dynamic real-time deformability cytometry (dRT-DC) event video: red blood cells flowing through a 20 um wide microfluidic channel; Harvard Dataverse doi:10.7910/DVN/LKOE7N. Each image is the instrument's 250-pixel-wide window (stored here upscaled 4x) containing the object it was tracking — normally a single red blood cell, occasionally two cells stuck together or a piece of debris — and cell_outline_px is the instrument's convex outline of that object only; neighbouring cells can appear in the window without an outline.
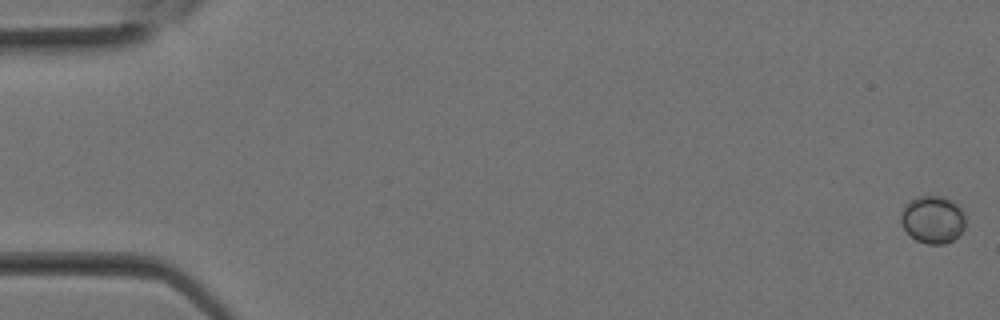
{"species": "Egyptian fruit bat (a non-hibernating species)", "species_latin": "Rousettus aegyptiacus", "temperature_condition": "room temperature", "stored_images_in_passage": 30, "camera_frame_rate_fps": 3000, "um_per_image_px": 0.085, "animal": {"sex": "female"}, "frame": {"image": 1, "passage_image": 1, "time_ms": 0.0, "image_size_px": [1000, 320], "cell_outline_px": [[964, 228], [952, 240], [944, 244], [928, 244], [916, 240], [904, 228], [900, 220], [900, 216], [904, 204], [908, 200], [920, 196], [944, 196], [952, 200], [964, 212]], "centroid_in_image_um": [79.26, 18.64], "position_along_channel_um": 5.7, "area_um2": 17.86}}
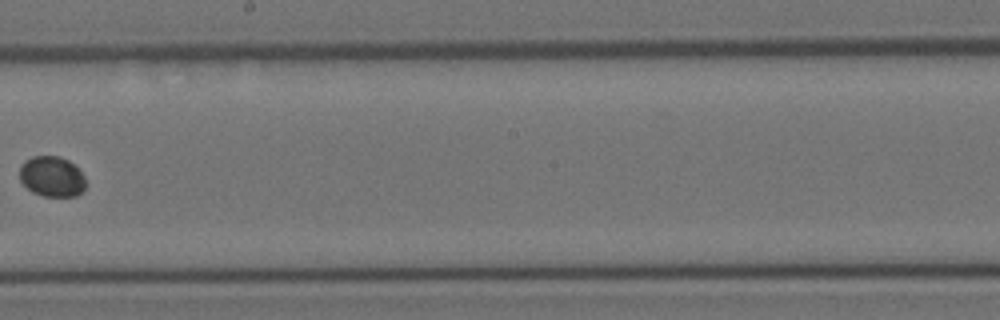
{"frame": {"image": 2, "passage_image": 18, "time_ms": 5.667, "image_size_px": [1000, 320], "cell_outline_px": [[84, 192], [76, 196], [44, 196], [32, 192], [20, 180], [20, 164], [24, 160], [32, 156], [60, 156], [68, 160], [84, 176]], "centroid_in_image_um": [4.39, 15.0], "position_along_channel_um": 243.8, "area_um2": 15.55}}
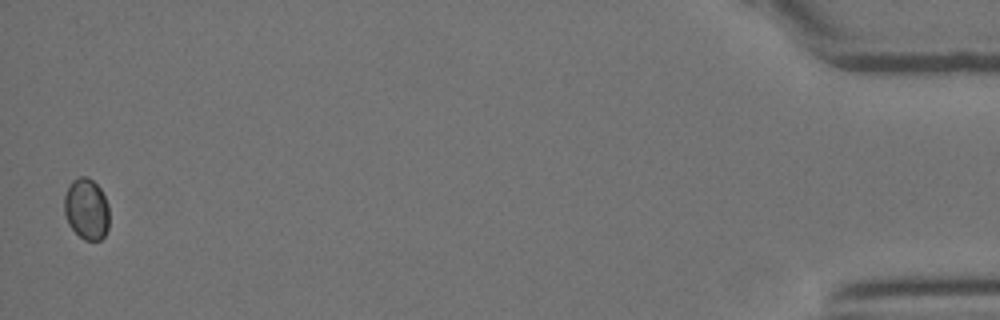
{"frame": {"image": 3, "passage_image": 30, "time_ms": 9.667, "image_size_px": [1000, 320], "cell_outline_px": [[108, 228], [104, 236], [100, 240], [84, 240], [68, 224], [64, 212], [64, 196], [68, 184], [72, 180], [80, 176], [88, 176], [100, 188], [108, 204]], "centroid_in_image_um": [7.33, 17.74], "position_along_channel_um": 427.9, "area_um2": 16.13}}